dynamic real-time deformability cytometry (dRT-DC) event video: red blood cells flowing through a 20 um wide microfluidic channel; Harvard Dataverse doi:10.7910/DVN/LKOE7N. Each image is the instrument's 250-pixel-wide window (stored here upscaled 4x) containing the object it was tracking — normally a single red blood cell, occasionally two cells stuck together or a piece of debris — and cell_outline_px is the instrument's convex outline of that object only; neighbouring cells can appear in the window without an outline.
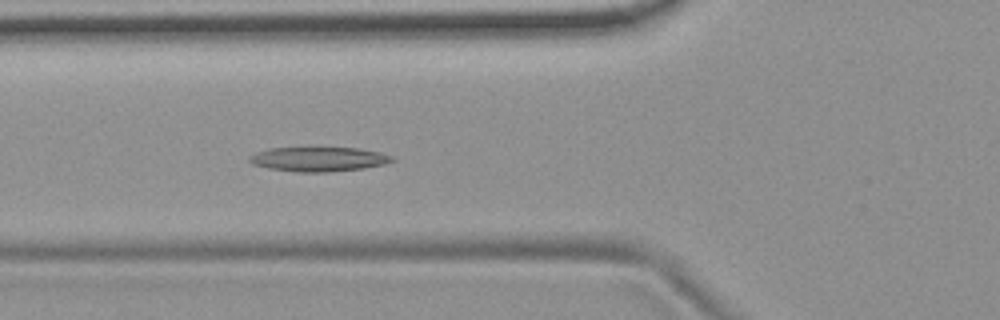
{"species": "common noctule bat (a hibernating species)", "species_latin": "Nyctalus noctula", "temperature_condition": "room temperature", "stored_images_in_passage": 41, "camera_frame_rate_fps": 3000, "um_per_image_px": 0.085, "animal": {"sex": "female", "body_mass_g": 19.9}, "frame": {"image": 1, "passage_image": 7, "time_ms": 2.0, "image_size_px": [1000, 320], "cell_outline_px": [[396, 160], [384, 164], [364, 168], [328, 172], [296, 172], [268, 168], [252, 164], [248, 160], [248, 156], [256, 152], [268, 148], [312, 144], [360, 148], [380, 152], [392, 156]], "centroid_in_image_um": [27.04, 13.46], "position_along_channel_um": 98.8, "area_um2": 21.73}}
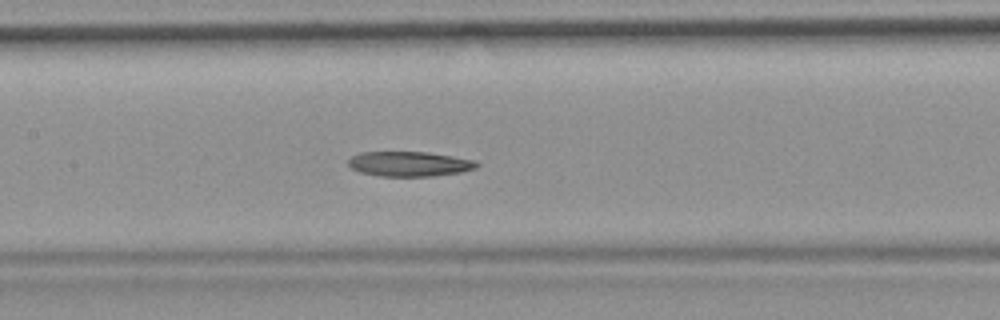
{"frame": {"image": 2, "passage_image": 13, "time_ms": 4.0, "image_size_px": [1000, 320], "cell_outline_px": [[480, 164], [476, 168], [460, 172], [432, 176], [380, 176], [360, 172], [352, 168], [348, 164], [348, 160], [352, 156], [360, 152], [428, 152], [476, 160]], "centroid_in_image_um": [34.81, 13.93], "position_along_channel_um": 172.6, "area_um2": 18.61}}
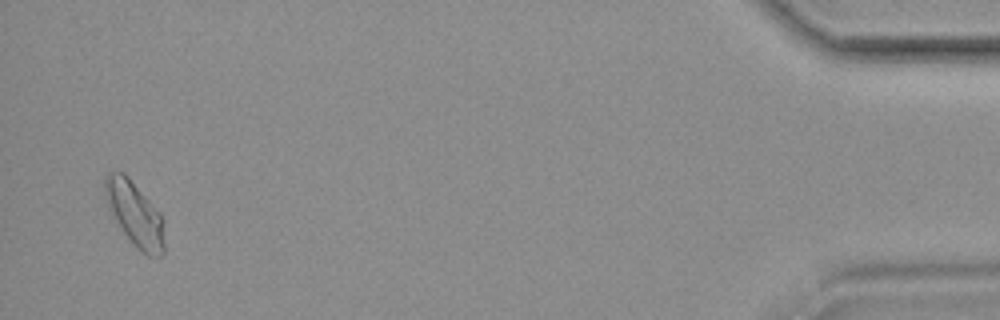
{"frame": {"image": 3, "passage_image": 40, "time_ms": 13.0, "image_size_px": [1000, 320], "cell_outline_px": [[164, 256], [148, 256], [136, 248], [120, 228], [108, 204], [104, 192], [104, 176], [108, 172], [124, 172], [128, 176], [160, 212], [164, 220]], "centroid_in_image_um": [11.49, 18.19], "position_along_channel_um": 423.7, "area_um2": 22.37}, "authors_computed_cell_mechanics": {"area_um2": 19.9988, "velocity_mm_per_s": 3.691, "shape_relaxation_time_tau1_ms": 10.2985, "shape_relaxation_time_tau2_ms": null, "deformation_change_tau1": 0.1803, "deformation_change_tau2": null}}